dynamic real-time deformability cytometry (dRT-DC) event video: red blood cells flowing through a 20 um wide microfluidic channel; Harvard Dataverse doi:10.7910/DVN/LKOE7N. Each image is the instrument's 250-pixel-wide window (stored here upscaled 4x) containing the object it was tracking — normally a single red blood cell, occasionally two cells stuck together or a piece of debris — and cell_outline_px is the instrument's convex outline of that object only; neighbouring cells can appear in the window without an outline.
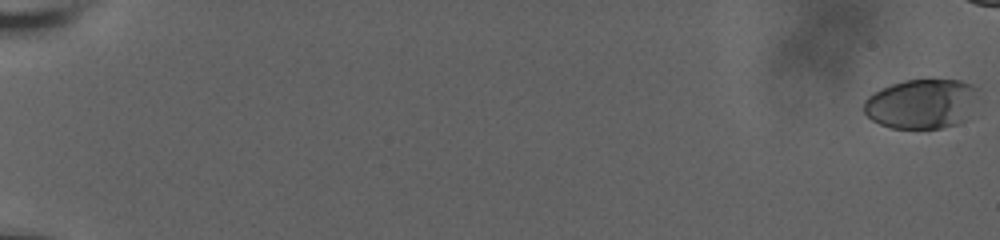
{"species": "human", "species_latin": "Homo sapiens", "temperature_condition": "room temperature", "stored_images_in_passage": 54, "camera_frame_rate_fps": 3000, "um_per_image_px": 0.085, "donor": {"sex": "male"}, "frame": {"image": 1, "passage_image": 1, "time_ms": 0.0, "image_size_px": [1000, 240], "cell_outline_px": [[980, 88], [956, 124], [940, 128], [892, 128], [880, 124], [872, 120], [864, 112], [864, 100], [868, 96], [892, 84], [904, 80], [960, 80], [972, 84]], "centroid_in_image_um": [78.24, 8.8], "position_along_channel_um": 6.8, "area_um2": 32.02}}